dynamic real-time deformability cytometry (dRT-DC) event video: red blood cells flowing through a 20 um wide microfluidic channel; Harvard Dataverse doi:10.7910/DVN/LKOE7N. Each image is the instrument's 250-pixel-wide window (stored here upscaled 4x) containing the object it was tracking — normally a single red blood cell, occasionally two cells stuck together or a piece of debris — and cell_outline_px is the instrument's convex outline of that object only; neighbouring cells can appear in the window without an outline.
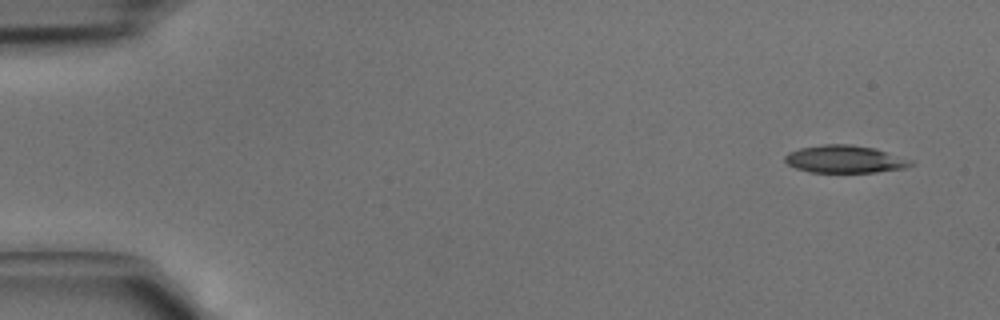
{"species": "common noctule bat (a hibernating species)", "species_latin": "Nyctalus noctula", "temperature_condition": "cold", "stored_images_in_passage": 3, "camera_frame_rate_fps": 3000, "um_per_image_px": 0.085, "animal": {"sex": "male", "body_mass_g": 15.6}, "frame": {"image": 1, "passage_image": 1, "time_ms": 0.0, "image_size_px": [1000, 320], "cell_outline_px": [[912, 164], [904, 168], [876, 172], [812, 172], [796, 168], [788, 164], [784, 160], [784, 156], [788, 152], [800, 148], [824, 144], [852, 144], [872, 148], [912, 160]], "centroid_in_image_um": [71.76, 13.53], "position_along_channel_um": 13.2, "area_um2": 19.94}}